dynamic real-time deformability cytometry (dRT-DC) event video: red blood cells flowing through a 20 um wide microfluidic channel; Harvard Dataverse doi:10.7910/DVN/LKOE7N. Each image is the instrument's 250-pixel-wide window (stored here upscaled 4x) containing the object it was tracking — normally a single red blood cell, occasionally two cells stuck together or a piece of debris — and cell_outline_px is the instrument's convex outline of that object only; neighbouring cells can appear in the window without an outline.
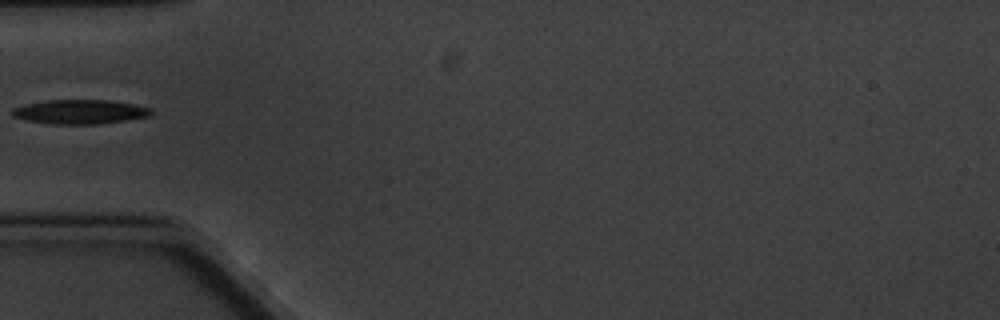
{"species": "common noctule bat (a hibernating species)", "species_latin": "Nyctalus noctula", "temperature_condition": "cold", "stored_images_in_passage": 6, "camera_frame_rate_fps": 3000, "um_per_image_px": 0.085, "animal": {"sex": "male", "body_mass_g": 20.1, "forearm_length_mm": 53.5}, "frame": {"image": 1, "passage_image": 6, "time_ms": 5.667, "image_size_px": [1000, 320], "cell_outline_px": [[152, 112], [148, 116], [128, 120], [100, 124], [48, 124], [28, 120], [12, 116], [12, 108], [24, 104], [48, 100], [108, 100], [136, 104], [152, 108]], "centroid_in_image_um": [6.81, 9.5], "position_along_channel_um": 78.2, "area_um2": 19.77}}